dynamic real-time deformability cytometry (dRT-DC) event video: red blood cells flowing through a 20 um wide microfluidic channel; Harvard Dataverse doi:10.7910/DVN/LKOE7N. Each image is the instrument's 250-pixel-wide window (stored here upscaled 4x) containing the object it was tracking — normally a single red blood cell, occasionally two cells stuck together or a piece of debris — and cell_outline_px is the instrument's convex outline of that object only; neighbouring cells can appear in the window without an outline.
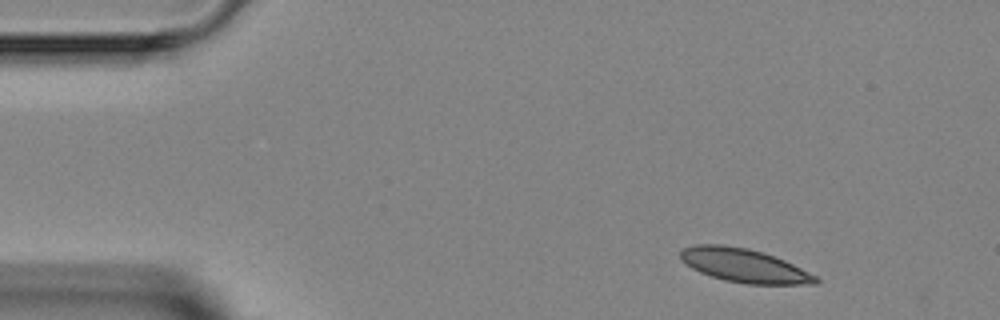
{"species": "Egyptian fruit bat (a non-hibernating species)", "species_latin": "Rousettus aegyptiacus", "temperature_condition": "room temperature", "stored_images_in_passage": 3, "camera_frame_rate_fps": 3000, "um_per_image_px": 0.085, "animal": {"sex": "female"}, "frame": {"image": 1, "passage_image": 1, "time_ms": 0.0, "image_size_px": [1000, 320], "cell_outline_px": [[820, 280], [816, 284], [744, 284], [724, 280], [700, 272], [692, 268], [680, 260], [680, 252], [684, 248], [696, 244], [724, 244], [748, 248], [764, 252], [784, 260], [816, 276]], "centroid_in_image_um": [63.23, 22.56], "position_along_channel_um": 21.8, "area_um2": 26.53}}